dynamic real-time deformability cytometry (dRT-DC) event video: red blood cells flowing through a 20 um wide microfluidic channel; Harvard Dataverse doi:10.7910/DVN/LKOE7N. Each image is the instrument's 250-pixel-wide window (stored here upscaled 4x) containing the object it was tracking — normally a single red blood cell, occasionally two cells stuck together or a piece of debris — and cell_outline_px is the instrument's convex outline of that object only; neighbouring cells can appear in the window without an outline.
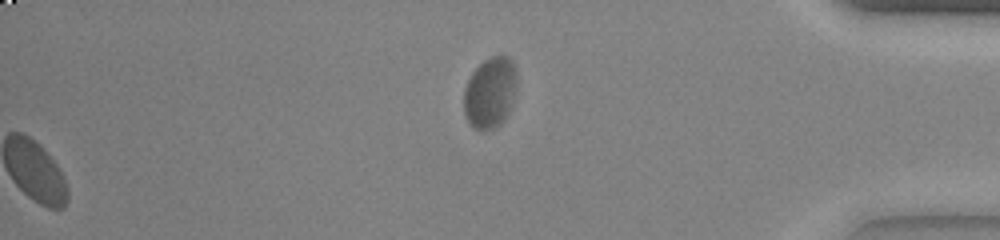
{"species": "common noctule bat (a hibernating species)", "species_latin": "Nyctalus noctula", "temperature_condition": "warm", "stored_images_in_passage": 49, "segment_of_instrument_passage": [2, 2], "camera_frame_rate_fps": 3000, "um_per_image_px": 0.085, "animal": {"sex": "female", "body_mass_g": 23.0, "forearm_length_mm": 53.4}, "frame": {"image": 1, "passage_image": 49, "time_ms": 16.0, "image_size_px": [1000, 240], "cell_outline_px": [[516, 88], [512, 108], [508, 116], [500, 124], [492, 128], [472, 128], [464, 112], [464, 88], [472, 72], [484, 60], [492, 56], [508, 56], [512, 60], [516, 68]], "centroid_in_image_um": [41.68, 7.85], "position_along_channel_um": 393.5, "area_um2": 22.02}}